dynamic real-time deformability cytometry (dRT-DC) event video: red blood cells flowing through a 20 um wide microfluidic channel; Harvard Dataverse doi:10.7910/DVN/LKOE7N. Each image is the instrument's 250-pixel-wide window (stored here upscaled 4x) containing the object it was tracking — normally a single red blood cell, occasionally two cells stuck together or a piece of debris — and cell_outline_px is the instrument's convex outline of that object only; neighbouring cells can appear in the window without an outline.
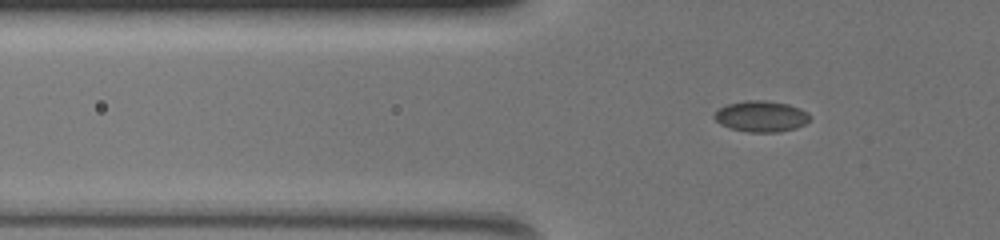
{"species": "common noctule bat (a hibernating species)", "species_latin": "Nyctalus noctula", "temperature_condition": "warm", "stored_images_in_passage": 4, "camera_frame_rate_fps": 3000, "um_per_image_px": 0.085, "animal": {"sex": "female", "body_mass_g": 19.5, "forearm_length_mm": 54.1}, "frame": {"image": 1, "passage_image": 2, "time_ms": 0.333, "image_size_px": [1000, 240], "cell_outline_px": [[812, 116], [804, 124], [796, 128], [780, 132], [748, 132], [728, 128], [720, 124], [712, 116], [720, 108], [728, 104], [744, 100], [764, 100], [788, 104], [800, 108], [808, 112]], "centroid_in_image_um": [64.7, 9.89], "position_along_channel_um": 61.1, "area_um2": 17.4}}